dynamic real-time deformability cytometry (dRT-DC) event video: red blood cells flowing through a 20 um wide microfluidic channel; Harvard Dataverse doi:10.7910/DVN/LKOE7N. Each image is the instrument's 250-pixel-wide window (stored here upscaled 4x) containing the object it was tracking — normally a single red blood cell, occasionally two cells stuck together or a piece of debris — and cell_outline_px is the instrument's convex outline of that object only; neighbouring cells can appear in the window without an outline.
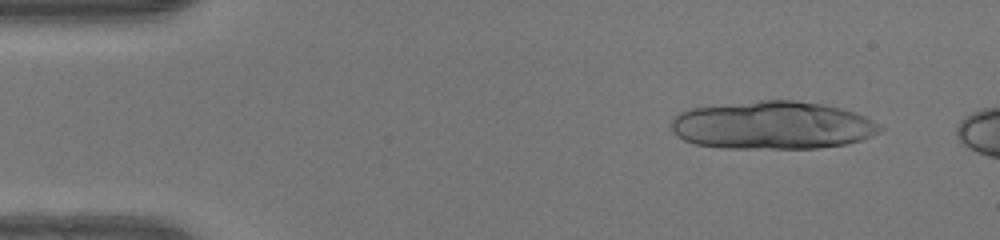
{"species": "human", "species_latin": "Homo sapiens", "temperature_condition": "warm", "stored_images_in_passage": 10, "camera_frame_rate_fps": 3000, "um_per_image_px": 0.085, "donor": {"sex": "female"}, "frame": {"image": 1, "passage_image": 4, "time_ms": 1.0, "image_size_px": [1000, 240], "cell_outline_px": [[884, 128], [860, 140], [844, 144], [816, 148], [720, 148], [696, 144], [684, 140], [672, 128], [672, 116], [688, 108], [760, 100], [792, 100], [824, 104], [840, 108], [864, 116]], "centroid_in_image_um": [65.61, 10.64], "position_along_channel_um": 19.4, "area_um2": 58.03}}